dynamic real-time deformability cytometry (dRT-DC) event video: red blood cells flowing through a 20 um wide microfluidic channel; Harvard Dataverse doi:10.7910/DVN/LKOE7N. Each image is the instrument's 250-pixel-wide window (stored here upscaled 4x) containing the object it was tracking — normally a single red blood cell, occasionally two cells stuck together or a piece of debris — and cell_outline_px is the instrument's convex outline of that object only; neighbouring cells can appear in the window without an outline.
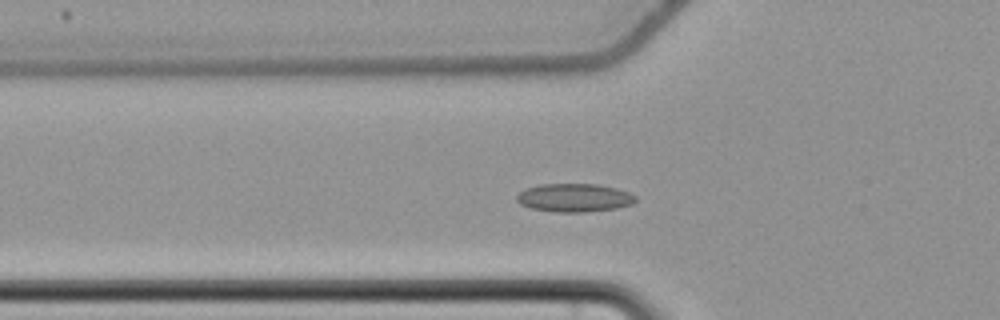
{"species": "common noctule bat (a hibernating species)", "species_latin": "Nyctalus noctula", "temperature_condition": "cold", "stored_images_in_passage": 56, "camera_frame_rate_fps": 3000, "um_per_image_px": 0.085, "animal": {"sex": "female", "body_mass_g": 22.7, "forearm_length_mm": 54.2}, "frame": {"image": 1, "passage_image": 18, "time_ms": 5.667, "image_size_px": [1000, 320], "cell_outline_px": [[636, 200], [632, 204], [616, 208], [584, 212], [556, 212], [532, 208], [520, 204], [516, 200], [516, 196], [524, 188], [540, 184], [596, 184], [616, 188], [628, 192], [636, 196]], "centroid_in_image_um": [48.79, 16.8], "position_along_channel_um": 77.0, "area_um2": 19.59}}
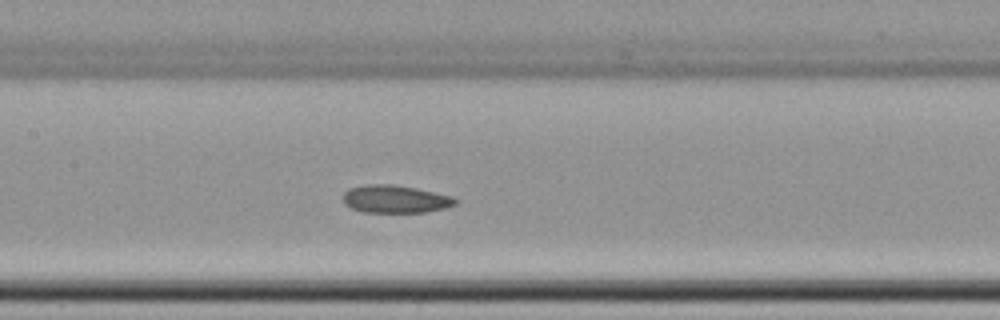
{"frame": {"image": 2, "passage_image": 26, "time_ms": 8.333, "image_size_px": [1000, 320], "cell_outline_px": [[456, 204], [444, 208], [424, 212], [364, 212], [352, 208], [344, 204], [344, 192], [348, 188], [368, 184], [392, 184], [416, 188], [452, 196], [456, 200]], "centroid_in_image_um": [33.57, 16.91], "position_along_channel_um": 173.8, "area_um2": 18.03}}
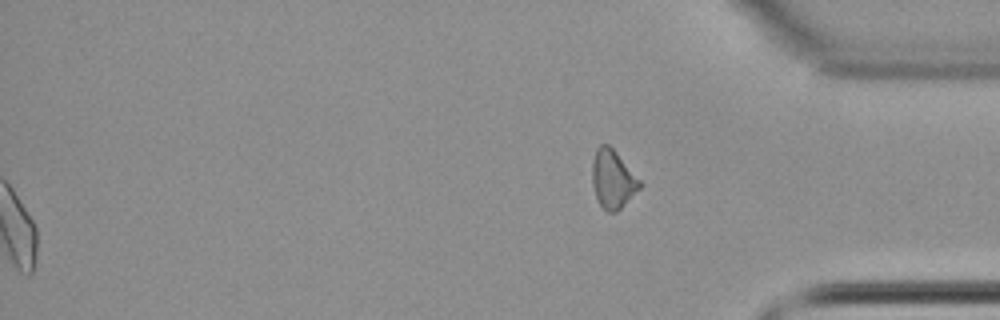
{"frame": {"image": 3, "passage_image": 56, "time_ms": 18.333, "image_size_px": [1000, 320], "cell_outline_px": [[644, 184], [616, 212], [608, 212], [600, 204], [596, 196], [592, 184], [592, 160], [596, 148], [600, 144], [608, 144], [616, 152]], "centroid_in_image_um": [52.08, 15.21], "position_along_channel_um": 383.1, "area_um2": 16.07}, "authors_computed_cell_mechanics": {"area_um2": 18.8139, "velocity_mm_per_s": 3.6477, "shape_relaxation_time_tau1_ms": null, "shape_relaxation_time_tau2_ms": 2.3529, "deformation_change_tau1": null, "deformation_change_tau2": 0.0717}}